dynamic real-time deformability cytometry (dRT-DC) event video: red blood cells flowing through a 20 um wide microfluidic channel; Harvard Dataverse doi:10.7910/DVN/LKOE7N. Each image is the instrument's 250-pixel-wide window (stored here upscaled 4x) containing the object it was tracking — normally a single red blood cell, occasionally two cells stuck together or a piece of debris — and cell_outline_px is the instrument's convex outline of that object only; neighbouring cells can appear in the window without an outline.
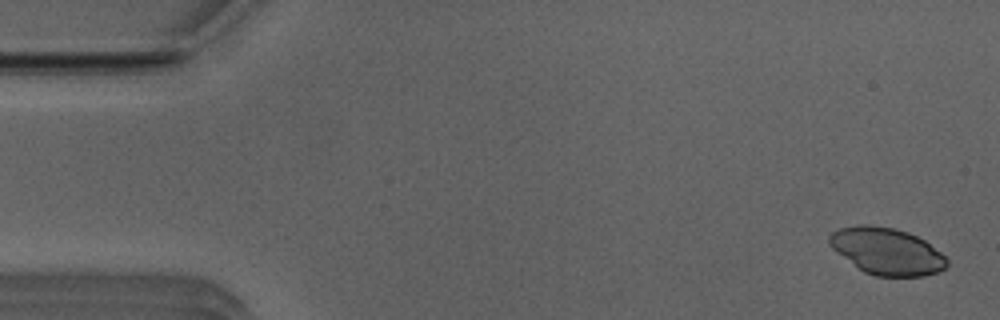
{"species": "Egyptian fruit bat (a non-hibernating species)", "species_latin": "Rousettus aegyptiacus", "temperature_condition": "room temperature", "stored_images_in_passage": 53, "camera_frame_rate_fps": 3000, "um_per_image_px": 0.085, "animal": {"sex": "male"}, "frame": {"image": 1, "passage_image": 2, "time_ms": 0.333, "image_size_px": [1000, 320], "cell_outline_px": [[948, 264], [944, 268], [936, 272], [924, 276], [876, 276], [864, 272], [836, 252], [828, 244], [828, 236], [832, 232], [840, 228], [856, 224], [868, 224], [892, 228], [908, 232], [924, 240], [940, 252], [948, 260]], "centroid_in_image_um": [75.34, 21.34], "position_along_channel_um": 9.7, "area_um2": 31.96}}